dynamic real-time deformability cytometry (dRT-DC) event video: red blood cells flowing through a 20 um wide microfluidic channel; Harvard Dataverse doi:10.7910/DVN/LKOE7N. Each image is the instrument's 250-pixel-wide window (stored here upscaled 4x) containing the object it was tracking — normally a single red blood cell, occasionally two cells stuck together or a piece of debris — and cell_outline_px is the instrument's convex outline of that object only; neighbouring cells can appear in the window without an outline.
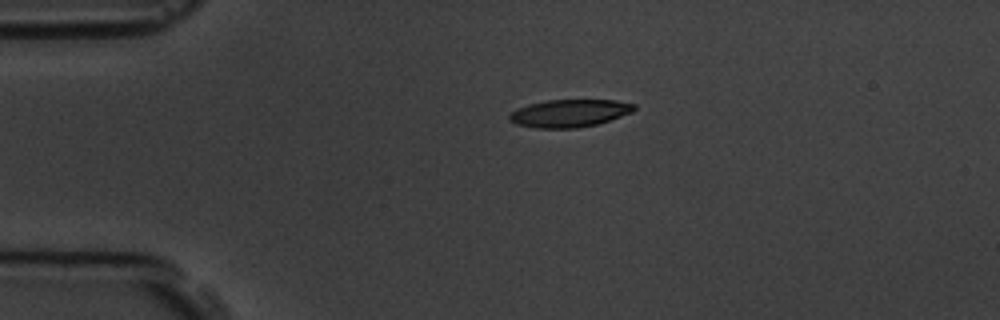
{"species": "common noctule bat (a hibernating species)", "species_latin": "Nyctalus noctula", "temperature_condition": "room temperature", "stored_images_in_passage": 2, "camera_frame_rate_fps": 3000, "um_per_image_px": 0.085, "animal": {"sex": "male", "body_mass_g": 19.5, "forearm_length_mm": 54.6}, "frame": {"image": 1, "passage_image": 1, "time_ms": 0.0, "image_size_px": [1000, 320], "cell_outline_px": [[636, 108], [632, 112], [596, 124], [576, 128], [536, 128], [516, 124], [508, 120], [508, 116], [516, 108], [528, 104], [548, 100], [616, 100], [636, 104]], "centroid_in_image_um": [48.37, 9.62], "position_along_channel_um": 36.6, "area_um2": 20.06}}